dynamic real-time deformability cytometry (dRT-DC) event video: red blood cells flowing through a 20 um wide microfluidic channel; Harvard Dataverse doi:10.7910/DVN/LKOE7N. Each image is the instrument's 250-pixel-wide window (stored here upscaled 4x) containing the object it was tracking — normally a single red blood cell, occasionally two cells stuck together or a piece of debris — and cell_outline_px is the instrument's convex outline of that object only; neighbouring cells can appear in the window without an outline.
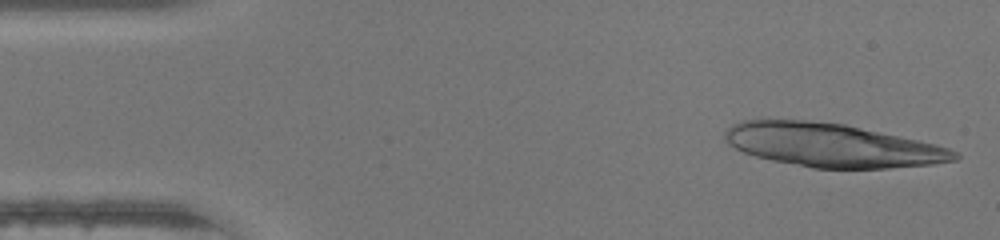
{"species": "human", "species_latin": "Homo sapiens", "temperature_condition": "warm", "stored_images_in_passage": 45, "camera_frame_rate_fps": 3000, "um_per_image_px": 0.085, "donor": {"sex": "female"}, "frame": {"image": 1, "passage_image": 1, "time_ms": 0.0, "image_size_px": [1000, 240], "cell_outline_px": [[960, 156], [956, 160], [932, 164], [888, 168], [812, 168], [772, 160], [756, 156], [744, 152], [728, 144], [724, 140], [724, 132], [732, 124], [740, 120], [812, 120], [844, 124], [900, 136], [936, 144], [948, 148], [956, 152]], "centroid_in_image_um": [70.7, 12.34], "position_along_channel_um": 14.3, "area_um2": 58.03}}
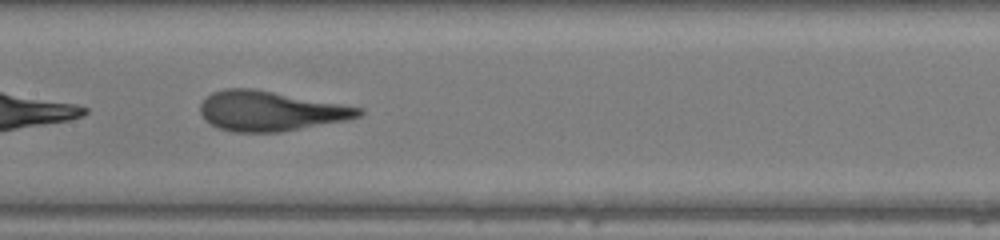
{"frame": {"image": 2, "passage_image": 21, "time_ms": 6.667, "image_size_px": [1000, 240], "cell_outline_px": [[364, 112], [360, 116], [348, 120], [280, 132], [232, 132], [220, 128], [204, 120], [200, 112], [200, 104], [212, 92], [224, 88], [256, 88], [364, 108]], "centroid_in_image_um": [23.0, 9.43], "position_along_channel_um": 184.4, "area_um2": 37.05}}
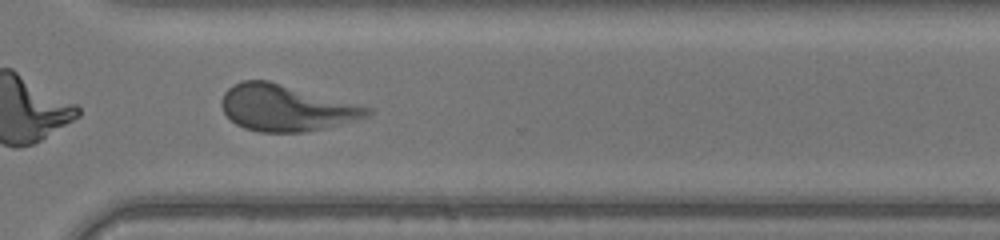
{"frame": {"image": 3, "passage_image": 32, "time_ms": 10.333, "image_size_px": [1000, 240], "cell_outline_px": [[376, 112], [368, 116], [356, 120], [324, 128], [304, 132], [260, 132], [244, 128], [236, 124], [224, 112], [220, 104], [220, 100], [224, 92], [232, 84], [240, 80], [268, 80], [372, 108]], "centroid_in_image_um": [24.29, 9.17], "position_along_channel_um": 346.3, "area_um2": 39.3}, "authors_computed_cell_mechanics": {"area_um2": 38.0902, "velocity_mm_per_s": 4.4072, "shape_relaxation_time_tau1_ms": 2.9133, "shape_relaxation_time_tau2_ms": 0.9234, "deformation_change_tau1": 0.1805, "deformation_change_tau2": 0.1045}}